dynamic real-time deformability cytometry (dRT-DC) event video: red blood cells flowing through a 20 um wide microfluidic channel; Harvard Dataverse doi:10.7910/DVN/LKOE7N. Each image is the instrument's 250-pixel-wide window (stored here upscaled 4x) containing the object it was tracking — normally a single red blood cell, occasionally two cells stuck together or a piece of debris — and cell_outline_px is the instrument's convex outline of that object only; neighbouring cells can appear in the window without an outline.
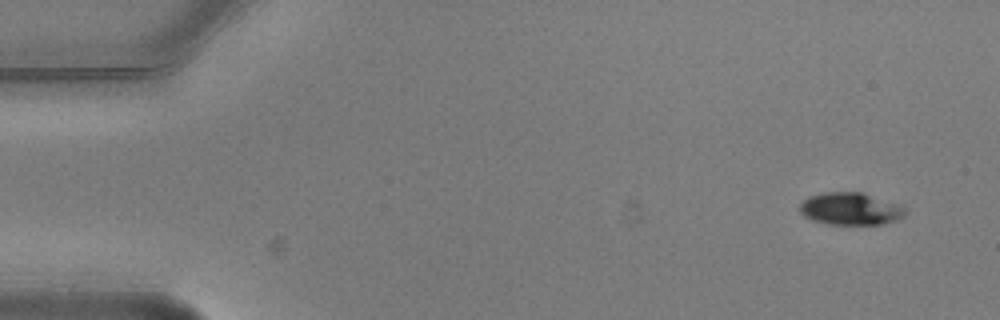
{"species": "common noctule bat (a hibernating species)", "species_latin": "Nyctalus noctula", "temperature_condition": "warm", "stored_images_in_passage": 4, "camera_frame_rate_fps": 3000, "um_per_image_px": 0.085, "animal": {"sex": "male", "body_mass_g": 20.5, "forearm_length_mm": 52.5}, "frame": {"image": 1, "passage_image": 1, "time_ms": 0.0, "image_size_px": [1000, 320], "cell_outline_px": [[908, 212], [904, 216], [896, 220], [884, 224], [828, 224], [812, 220], [804, 216], [800, 212], [800, 204], [804, 200], [812, 196], [828, 192], [860, 192], [904, 208]], "centroid_in_image_um": [72.26, 17.77], "position_along_channel_um": 12.7, "area_um2": 19.36}}